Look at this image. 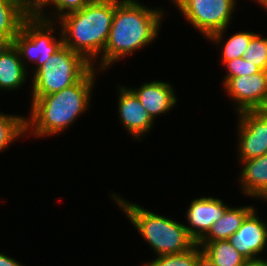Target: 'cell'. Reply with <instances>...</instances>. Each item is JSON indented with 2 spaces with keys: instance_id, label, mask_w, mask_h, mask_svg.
<instances>
[{
  "instance_id": "obj_1",
  "label": "cell",
  "mask_w": 267,
  "mask_h": 266,
  "mask_svg": "<svg viewBox=\"0 0 267 266\" xmlns=\"http://www.w3.org/2000/svg\"><path fill=\"white\" fill-rule=\"evenodd\" d=\"M164 14V9L147 8L137 0L115 1L109 37L98 60V69L106 70L121 58L154 42L159 35Z\"/></svg>"
},
{
  "instance_id": "obj_2",
  "label": "cell",
  "mask_w": 267,
  "mask_h": 266,
  "mask_svg": "<svg viewBox=\"0 0 267 266\" xmlns=\"http://www.w3.org/2000/svg\"><path fill=\"white\" fill-rule=\"evenodd\" d=\"M96 71L97 68L92 67L76 84L59 92L32 96L30 116L25 118L26 135L30 131L29 135L43 138L67 130L89 109Z\"/></svg>"
},
{
  "instance_id": "obj_3",
  "label": "cell",
  "mask_w": 267,
  "mask_h": 266,
  "mask_svg": "<svg viewBox=\"0 0 267 266\" xmlns=\"http://www.w3.org/2000/svg\"><path fill=\"white\" fill-rule=\"evenodd\" d=\"M114 12L115 0H91L82 9L59 18L64 45L96 68L94 63L103 54Z\"/></svg>"
},
{
  "instance_id": "obj_4",
  "label": "cell",
  "mask_w": 267,
  "mask_h": 266,
  "mask_svg": "<svg viewBox=\"0 0 267 266\" xmlns=\"http://www.w3.org/2000/svg\"><path fill=\"white\" fill-rule=\"evenodd\" d=\"M112 200L117 203L123 214L125 213L156 256L181 254L196 245L183 223L126 201L115 193H112Z\"/></svg>"
},
{
  "instance_id": "obj_5",
  "label": "cell",
  "mask_w": 267,
  "mask_h": 266,
  "mask_svg": "<svg viewBox=\"0 0 267 266\" xmlns=\"http://www.w3.org/2000/svg\"><path fill=\"white\" fill-rule=\"evenodd\" d=\"M91 68L80 54L63 45L33 73L31 96L50 95L70 87Z\"/></svg>"
},
{
  "instance_id": "obj_6",
  "label": "cell",
  "mask_w": 267,
  "mask_h": 266,
  "mask_svg": "<svg viewBox=\"0 0 267 266\" xmlns=\"http://www.w3.org/2000/svg\"><path fill=\"white\" fill-rule=\"evenodd\" d=\"M56 23L36 15H29L14 38V47L18 50L24 66L31 63L35 65L33 72L64 45L61 31H59V38L52 34L58 30Z\"/></svg>"
},
{
  "instance_id": "obj_7",
  "label": "cell",
  "mask_w": 267,
  "mask_h": 266,
  "mask_svg": "<svg viewBox=\"0 0 267 266\" xmlns=\"http://www.w3.org/2000/svg\"><path fill=\"white\" fill-rule=\"evenodd\" d=\"M193 28L209 38L232 21L236 0H171Z\"/></svg>"
},
{
  "instance_id": "obj_8",
  "label": "cell",
  "mask_w": 267,
  "mask_h": 266,
  "mask_svg": "<svg viewBox=\"0 0 267 266\" xmlns=\"http://www.w3.org/2000/svg\"><path fill=\"white\" fill-rule=\"evenodd\" d=\"M223 86L237 113L267 110V71L229 78Z\"/></svg>"
},
{
  "instance_id": "obj_9",
  "label": "cell",
  "mask_w": 267,
  "mask_h": 266,
  "mask_svg": "<svg viewBox=\"0 0 267 266\" xmlns=\"http://www.w3.org/2000/svg\"><path fill=\"white\" fill-rule=\"evenodd\" d=\"M239 161L258 158L267 153V110L238 113Z\"/></svg>"
},
{
  "instance_id": "obj_10",
  "label": "cell",
  "mask_w": 267,
  "mask_h": 266,
  "mask_svg": "<svg viewBox=\"0 0 267 266\" xmlns=\"http://www.w3.org/2000/svg\"><path fill=\"white\" fill-rule=\"evenodd\" d=\"M254 208L243 220L241 227L228 238L230 244L246 260L260 259L267 247V222L259 218Z\"/></svg>"
},
{
  "instance_id": "obj_11",
  "label": "cell",
  "mask_w": 267,
  "mask_h": 266,
  "mask_svg": "<svg viewBox=\"0 0 267 266\" xmlns=\"http://www.w3.org/2000/svg\"><path fill=\"white\" fill-rule=\"evenodd\" d=\"M187 209L185 225L188 234L196 244L208 233L211 226L225 213L229 205L224 204L222 199L213 197H199L193 199Z\"/></svg>"
},
{
  "instance_id": "obj_12",
  "label": "cell",
  "mask_w": 267,
  "mask_h": 266,
  "mask_svg": "<svg viewBox=\"0 0 267 266\" xmlns=\"http://www.w3.org/2000/svg\"><path fill=\"white\" fill-rule=\"evenodd\" d=\"M118 91V114L122 125L125 127L134 140L141 141V138L149 133L154 125V120L146 111L136 95L126 86H117Z\"/></svg>"
},
{
  "instance_id": "obj_13",
  "label": "cell",
  "mask_w": 267,
  "mask_h": 266,
  "mask_svg": "<svg viewBox=\"0 0 267 266\" xmlns=\"http://www.w3.org/2000/svg\"><path fill=\"white\" fill-rule=\"evenodd\" d=\"M169 82L163 81H150L143 83L138 88L129 89L136 95L151 118L155 121L157 116L165 114L177 103V96L175 95L174 88Z\"/></svg>"
},
{
  "instance_id": "obj_14",
  "label": "cell",
  "mask_w": 267,
  "mask_h": 266,
  "mask_svg": "<svg viewBox=\"0 0 267 266\" xmlns=\"http://www.w3.org/2000/svg\"><path fill=\"white\" fill-rule=\"evenodd\" d=\"M239 174L240 189L246 196L267 201V153L258 158L242 160Z\"/></svg>"
},
{
  "instance_id": "obj_15",
  "label": "cell",
  "mask_w": 267,
  "mask_h": 266,
  "mask_svg": "<svg viewBox=\"0 0 267 266\" xmlns=\"http://www.w3.org/2000/svg\"><path fill=\"white\" fill-rule=\"evenodd\" d=\"M253 205L228 207L224 215L216 221L199 242L228 240L241 227L245 217L254 209Z\"/></svg>"
},
{
  "instance_id": "obj_16",
  "label": "cell",
  "mask_w": 267,
  "mask_h": 266,
  "mask_svg": "<svg viewBox=\"0 0 267 266\" xmlns=\"http://www.w3.org/2000/svg\"><path fill=\"white\" fill-rule=\"evenodd\" d=\"M27 77V69L13 46L0 58V89L3 92L18 90L24 86Z\"/></svg>"
},
{
  "instance_id": "obj_17",
  "label": "cell",
  "mask_w": 267,
  "mask_h": 266,
  "mask_svg": "<svg viewBox=\"0 0 267 266\" xmlns=\"http://www.w3.org/2000/svg\"><path fill=\"white\" fill-rule=\"evenodd\" d=\"M226 29L212 34L208 40L214 42L217 46L222 48V63L233 60L235 58H241L245 54V51L250 43L251 38L256 34L249 31H239L233 34L231 37L223 41V36ZM223 42V44H221ZM221 44V45H220Z\"/></svg>"
},
{
  "instance_id": "obj_18",
  "label": "cell",
  "mask_w": 267,
  "mask_h": 266,
  "mask_svg": "<svg viewBox=\"0 0 267 266\" xmlns=\"http://www.w3.org/2000/svg\"><path fill=\"white\" fill-rule=\"evenodd\" d=\"M29 15L18 0H0V36L15 38Z\"/></svg>"
},
{
  "instance_id": "obj_19",
  "label": "cell",
  "mask_w": 267,
  "mask_h": 266,
  "mask_svg": "<svg viewBox=\"0 0 267 266\" xmlns=\"http://www.w3.org/2000/svg\"><path fill=\"white\" fill-rule=\"evenodd\" d=\"M197 244L216 266H242L247 261L228 240L198 242Z\"/></svg>"
},
{
  "instance_id": "obj_20",
  "label": "cell",
  "mask_w": 267,
  "mask_h": 266,
  "mask_svg": "<svg viewBox=\"0 0 267 266\" xmlns=\"http://www.w3.org/2000/svg\"><path fill=\"white\" fill-rule=\"evenodd\" d=\"M25 116L4 114L0 112V152L17 138L26 136Z\"/></svg>"
},
{
  "instance_id": "obj_21",
  "label": "cell",
  "mask_w": 267,
  "mask_h": 266,
  "mask_svg": "<svg viewBox=\"0 0 267 266\" xmlns=\"http://www.w3.org/2000/svg\"><path fill=\"white\" fill-rule=\"evenodd\" d=\"M91 0H49L35 15L39 18L53 21L63 17L64 15L78 11L87 5ZM54 6L55 8V18L48 14L44 10H47L46 7ZM57 12V13H56ZM49 15V16H48Z\"/></svg>"
},
{
  "instance_id": "obj_22",
  "label": "cell",
  "mask_w": 267,
  "mask_h": 266,
  "mask_svg": "<svg viewBox=\"0 0 267 266\" xmlns=\"http://www.w3.org/2000/svg\"><path fill=\"white\" fill-rule=\"evenodd\" d=\"M243 58L267 71V38L256 33L251 38Z\"/></svg>"
},
{
  "instance_id": "obj_23",
  "label": "cell",
  "mask_w": 267,
  "mask_h": 266,
  "mask_svg": "<svg viewBox=\"0 0 267 266\" xmlns=\"http://www.w3.org/2000/svg\"><path fill=\"white\" fill-rule=\"evenodd\" d=\"M197 261V244L181 254L157 256L153 261L142 266H195Z\"/></svg>"
},
{
  "instance_id": "obj_24",
  "label": "cell",
  "mask_w": 267,
  "mask_h": 266,
  "mask_svg": "<svg viewBox=\"0 0 267 266\" xmlns=\"http://www.w3.org/2000/svg\"><path fill=\"white\" fill-rule=\"evenodd\" d=\"M227 69V73L224 77L223 84L232 77L253 75L261 71V69L253 63L245 60L243 57L235 58L230 61H226L224 64Z\"/></svg>"
},
{
  "instance_id": "obj_25",
  "label": "cell",
  "mask_w": 267,
  "mask_h": 266,
  "mask_svg": "<svg viewBox=\"0 0 267 266\" xmlns=\"http://www.w3.org/2000/svg\"><path fill=\"white\" fill-rule=\"evenodd\" d=\"M20 5L30 14L35 15L49 0H18Z\"/></svg>"
},
{
  "instance_id": "obj_26",
  "label": "cell",
  "mask_w": 267,
  "mask_h": 266,
  "mask_svg": "<svg viewBox=\"0 0 267 266\" xmlns=\"http://www.w3.org/2000/svg\"><path fill=\"white\" fill-rule=\"evenodd\" d=\"M195 266H216L197 244V261Z\"/></svg>"
},
{
  "instance_id": "obj_27",
  "label": "cell",
  "mask_w": 267,
  "mask_h": 266,
  "mask_svg": "<svg viewBox=\"0 0 267 266\" xmlns=\"http://www.w3.org/2000/svg\"><path fill=\"white\" fill-rule=\"evenodd\" d=\"M14 46V38L0 36V58Z\"/></svg>"
},
{
  "instance_id": "obj_28",
  "label": "cell",
  "mask_w": 267,
  "mask_h": 266,
  "mask_svg": "<svg viewBox=\"0 0 267 266\" xmlns=\"http://www.w3.org/2000/svg\"><path fill=\"white\" fill-rule=\"evenodd\" d=\"M0 266H24L17 260L9 257L3 253H0Z\"/></svg>"
},
{
  "instance_id": "obj_29",
  "label": "cell",
  "mask_w": 267,
  "mask_h": 266,
  "mask_svg": "<svg viewBox=\"0 0 267 266\" xmlns=\"http://www.w3.org/2000/svg\"><path fill=\"white\" fill-rule=\"evenodd\" d=\"M242 266H267V259L247 260Z\"/></svg>"
},
{
  "instance_id": "obj_30",
  "label": "cell",
  "mask_w": 267,
  "mask_h": 266,
  "mask_svg": "<svg viewBox=\"0 0 267 266\" xmlns=\"http://www.w3.org/2000/svg\"><path fill=\"white\" fill-rule=\"evenodd\" d=\"M255 1V3H258L260 5H262L263 3H265L267 0H253Z\"/></svg>"
},
{
  "instance_id": "obj_31",
  "label": "cell",
  "mask_w": 267,
  "mask_h": 266,
  "mask_svg": "<svg viewBox=\"0 0 267 266\" xmlns=\"http://www.w3.org/2000/svg\"><path fill=\"white\" fill-rule=\"evenodd\" d=\"M267 11V1L261 5Z\"/></svg>"
},
{
  "instance_id": "obj_32",
  "label": "cell",
  "mask_w": 267,
  "mask_h": 266,
  "mask_svg": "<svg viewBox=\"0 0 267 266\" xmlns=\"http://www.w3.org/2000/svg\"><path fill=\"white\" fill-rule=\"evenodd\" d=\"M115 1L121 2V1H136V0H115Z\"/></svg>"
}]
</instances>
